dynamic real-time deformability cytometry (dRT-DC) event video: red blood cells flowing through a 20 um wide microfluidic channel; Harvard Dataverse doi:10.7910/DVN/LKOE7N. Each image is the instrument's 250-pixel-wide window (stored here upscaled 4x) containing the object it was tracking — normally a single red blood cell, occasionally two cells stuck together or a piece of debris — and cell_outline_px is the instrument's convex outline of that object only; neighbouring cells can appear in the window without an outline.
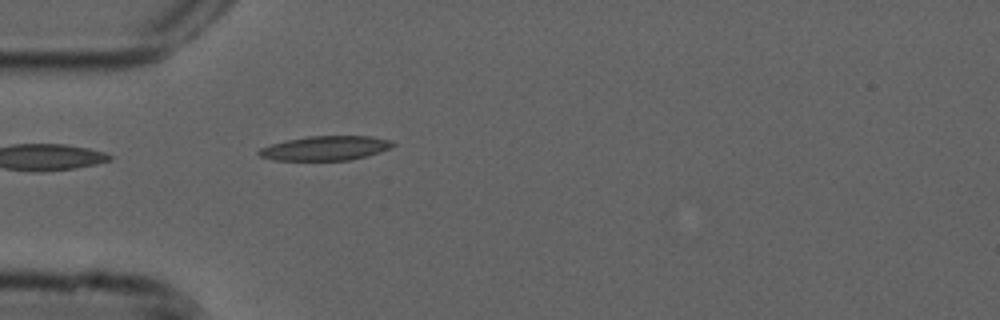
{"species": "common noctule bat (a hibernating species)", "species_latin": "Nyctalus noctula", "temperature_condition": "cold", "stored_images_in_passage": 4, "camera_frame_rate_fps": 3000, "um_per_image_px": 0.085, "animal": {"sex": "male", "forearm_length_mm": 52.5}, "frame": {"image": 1, "passage_image": 4, "time_ms": 1.0, "image_size_px": [1000, 320], "cell_outline_px": [[396, 144], [392, 148], [380, 152], [348, 160], [276, 160], [260, 156], [256, 152], [260, 148], [272, 144], [288, 140], [308, 136], [368, 136], [392, 140]], "centroid_in_image_um": [27.69, 12.59], "position_along_channel_um": 57.3, "area_um2": 18.9}}